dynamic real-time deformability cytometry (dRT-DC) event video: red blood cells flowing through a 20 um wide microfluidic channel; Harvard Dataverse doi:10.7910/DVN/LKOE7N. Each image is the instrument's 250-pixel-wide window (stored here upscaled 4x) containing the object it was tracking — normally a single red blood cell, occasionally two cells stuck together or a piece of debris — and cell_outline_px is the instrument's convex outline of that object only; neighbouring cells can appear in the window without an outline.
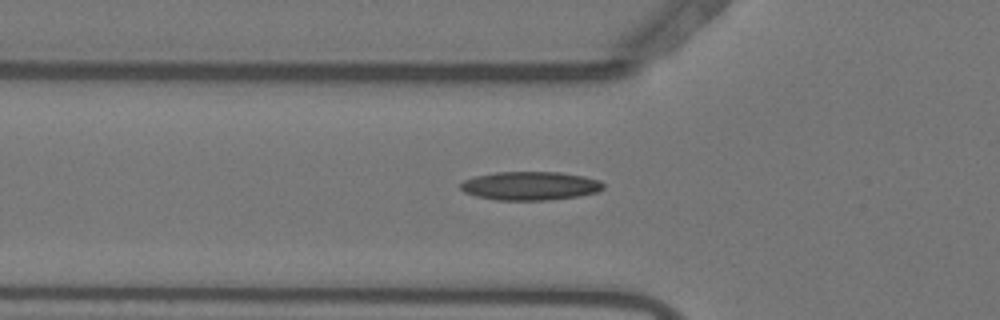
{"species": "Egyptian fruit bat (a non-hibernating species)", "species_latin": "Rousettus aegyptiacus", "temperature_condition": "warm", "stored_images_in_passage": 39, "camera_frame_rate_fps": 3000, "um_per_image_px": 0.085, "animal": {"sex": "female"}, "frame": {"image": 1, "passage_image": 3, "time_ms": 0.667, "image_size_px": [1000, 320], "cell_outline_px": [[604, 188], [600, 192], [580, 196], [548, 200], [496, 200], [476, 196], [464, 192], [460, 188], [460, 184], [464, 180], [476, 176], [496, 172], [560, 172], [584, 176], [600, 180], [604, 184]], "centroid_in_image_um": [45.11, 15.8], "position_along_channel_um": 80.7, "area_um2": 23.99}}
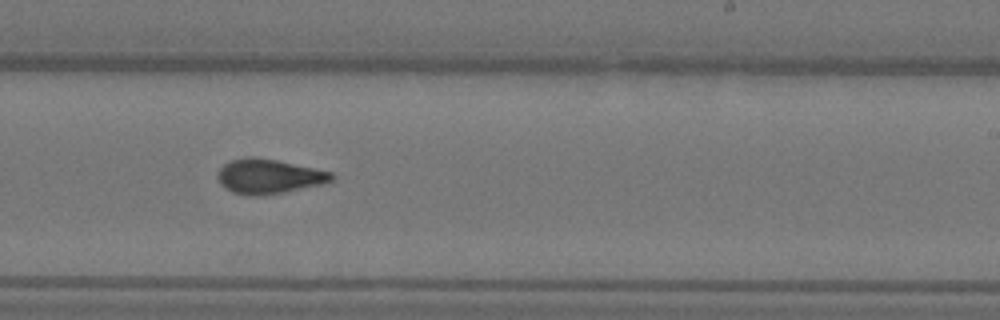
{"frame": {"image": 2, "passage_image": 18, "time_ms": 5.667, "image_size_px": [1000, 320], "cell_outline_px": [[336, 176], [332, 180], [320, 184], [284, 192], [260, 196], [248, 196], [232, 192], [220, 184], [216, 176], [216, 172], [224, 164], [232, 160], [248, 156], [252, 156], [276, 160], [332, 172]], "centroid_in_image_um": [22.8, 14.99], "position_along_channel_um": 266.2, "area_um2": 22.95}}
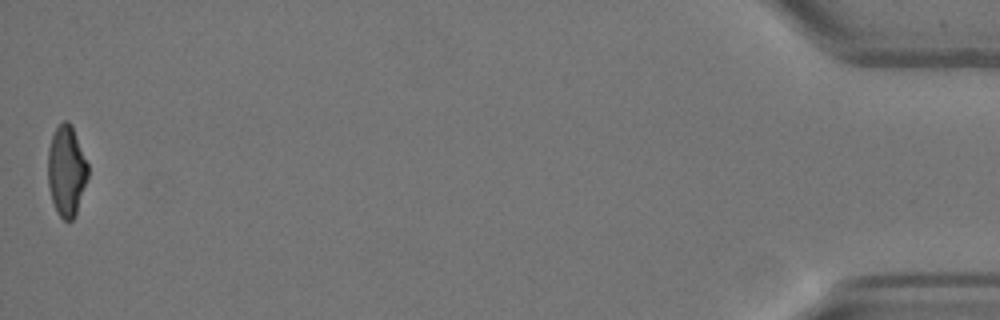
{"frame": {"image": 3, "passage_image": 39, "time_ms": 12.667, "image_size_px": [1000, 320], "cell_outline_px": [[88, 176], [76, 216], [72, 220], [64, 220], [60, 216], [52, 200], [48, 184], [48, 148], [52, 136], [56, 128], [64, 120], [68, 120], [72, 124], [88, 164]], "centroid_in_image_um": [5.66, 14.5], "position_along_channel_um": 429.5, "area_um2": 21.15}, "authors_computed_cell_mechanics": {"area_um2": 22.3108, "velocity_mm_per_s": 3.6998, "shape_relaxation_time_tau1_ms": 9.3959, "shape_relaxation_time_tau2_ms": 2.238, "deformation_change_tau1": 0.2632, "deformation_change_tau2": 0.0932}}